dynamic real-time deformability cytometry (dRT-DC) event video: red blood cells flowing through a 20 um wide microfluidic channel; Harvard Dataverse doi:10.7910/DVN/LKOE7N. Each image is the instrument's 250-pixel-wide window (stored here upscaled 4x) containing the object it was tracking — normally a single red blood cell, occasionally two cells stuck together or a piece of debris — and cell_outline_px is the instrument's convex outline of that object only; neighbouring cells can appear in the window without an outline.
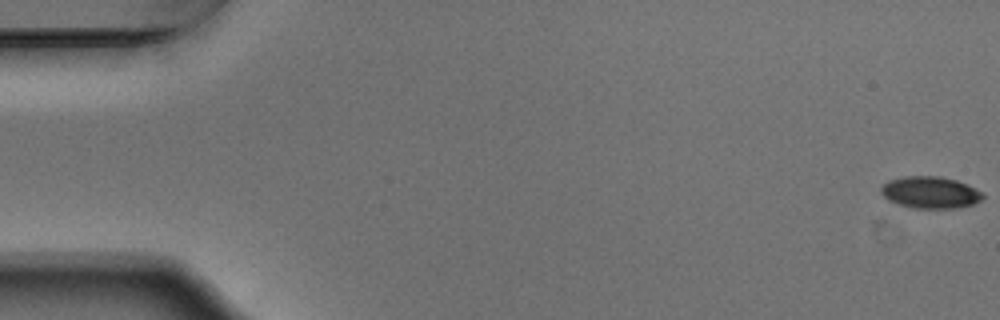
{"species": "Egyptian fruit bat (a non-hibernating species)", "species_latin": "Rousettus aegyptiacus", "temperature_condition": "warm", "stored_images_in_passage": 56, "segment_of_instrument_passage": [1, 2], "camera_frame_rate_fps": 3000, "um_per_image_px": 0.085, "animal": {"sex": "male"}, "frame": {"image": 1, "passage_image": 1, "time_ms": 0.0, "image_size_px": [1000, 320], "cell_outline_px": [[984, 196], [980, 200], [972, 204], [956, 208], [912, 208], [888, 200], [880, 192], [880, 188], [888, 180], [904, 176], [940, 176], [956, 180], [968, 184], [984, 192]], "centroid_in_image_um": [79.08, 16.34], "position_along_channel_um": 5.9, "area_um2": 18.96}}
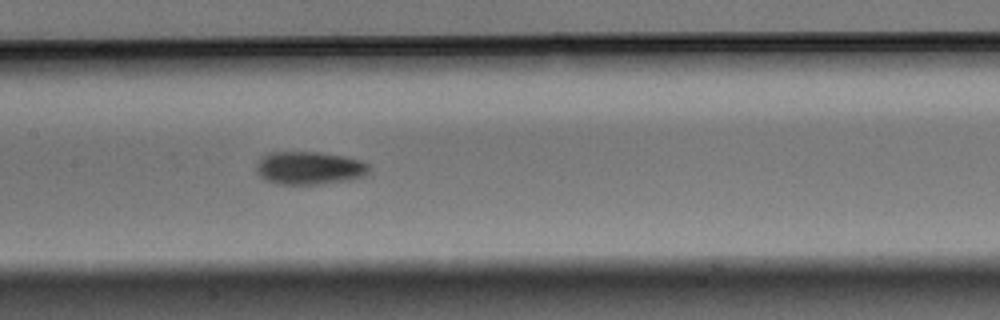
{"frame": {"image": 2, "passage_image": 27, "time_ms": 8.667, "image_size_px": [1000, 320], "cell_outline_px": [[368, 172], [364, 176], [348, 180], [320, 184], [276, 184], [260, 176], [256, 172], [256, 164], [268, 152], [320, 152], [344, 156], [360, 160], [368, 164]], "centroid_in_image_um": [26.28, 14.28], "position_along_channel_um": 181.1, "area_um2": 21.62}}
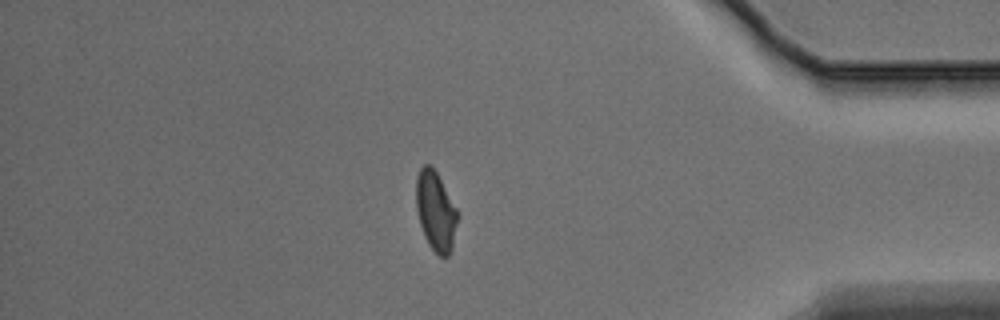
{"frame": {"image": 3, "passage_image": 47, "time_ms": 15.333, "image_size_px": [1000, 320], "cell_outline_px": [[456, 224], [452, 248], [448, 256], [440, 256], [428, 244], [424, 236], [420, 224], [416, 208], [416, 176], [420, 168], [424, 164], [428, 164], [436, 172], [456, 208]], "centroid_in_image_um": [36.99, 17.94], "position_along_channel_um": 398.2, "area_um2": 18.73}}